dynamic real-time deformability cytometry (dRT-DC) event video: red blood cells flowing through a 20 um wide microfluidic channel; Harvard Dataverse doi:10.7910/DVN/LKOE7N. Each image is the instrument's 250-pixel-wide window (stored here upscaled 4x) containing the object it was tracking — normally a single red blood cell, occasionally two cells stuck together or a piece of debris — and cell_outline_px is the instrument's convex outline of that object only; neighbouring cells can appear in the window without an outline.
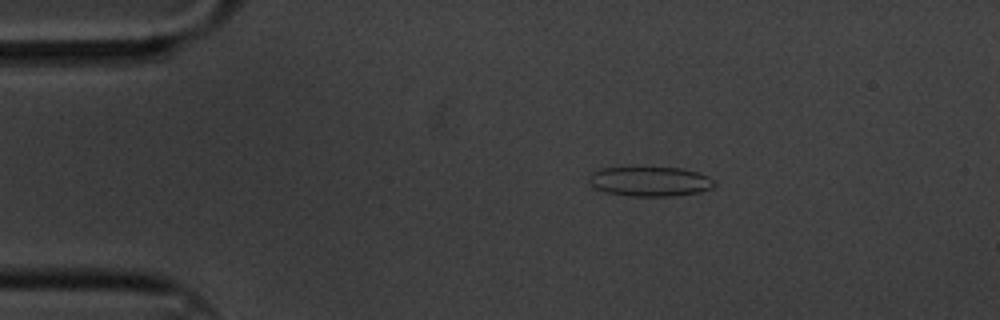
{"species": "common noctule bat (a hibernating species)", "species_latin": "Nyctalus noctula", "temperature_condition": "cold", "stored_images_in_passage": 6, "camera_frame_rate_fps": 3000, "um_per_image_px": 0.085, "animal": {"sex": "male", "body_mass_g": 20.1, "forearm_length_mm": 53.5}, "frame": {"image": 1, "passage_image": 4, "time_ms": 1.0, "image_size_px": [1000, 320], "cell_outline_px": [[716, 184], [712, 188], [700, 192], [672, 196], [632, 196], [604, 192], [596, 188], [588, 180], [592, 172], [600, 168], [680, 168], [700, 172], [708, 176]], "centroid_in_image_um": [55.27, 15.43], "position_along_channel_um": 29.7, "area_um2": 21.56}}
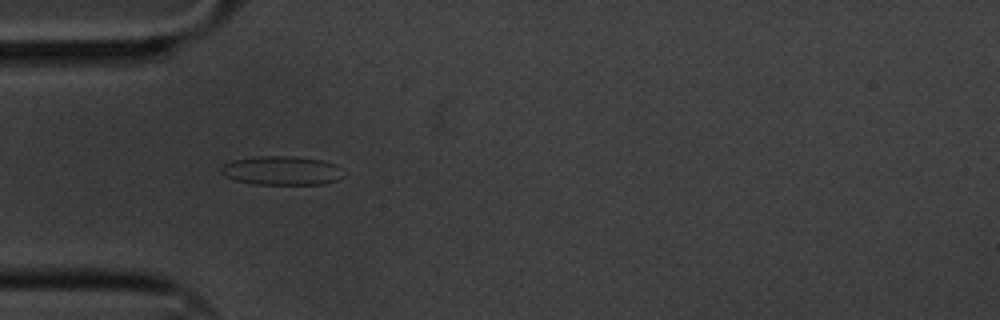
{"frame": {"image": 2, "passage_image": 6, "time_ms": 1.667, "image_size_px": [1000, 320], "cell_outline_px": [[348, 172], [344, 176], [336, 180], [320, 184], [256, 184], [236, 180], [224, 176], [220, 172], [220, 168], [224, 164], [232, 160], [256, 156], [296, 156], [320, 160], [336, 164]], "centroid_in_image_um": [23.98, 14.49], "position_along_channel_um": 61.0, "area_um2": 20.87}}